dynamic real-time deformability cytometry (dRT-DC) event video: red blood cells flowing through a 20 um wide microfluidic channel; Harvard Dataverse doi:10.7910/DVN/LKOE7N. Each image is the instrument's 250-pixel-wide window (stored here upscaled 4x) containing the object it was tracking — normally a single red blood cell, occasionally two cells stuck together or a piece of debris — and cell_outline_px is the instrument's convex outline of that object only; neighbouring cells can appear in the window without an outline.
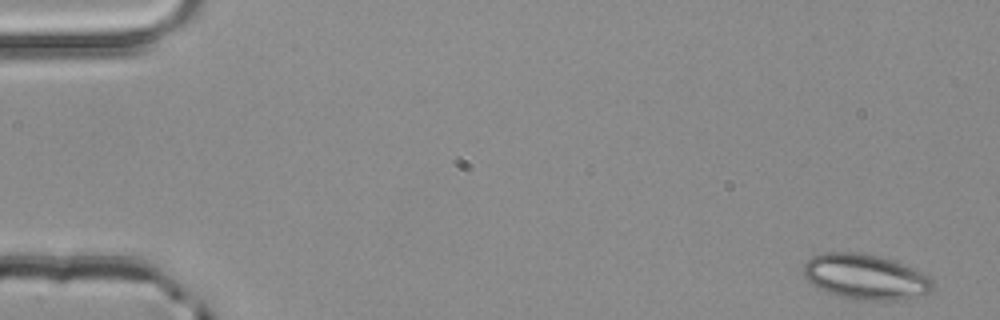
{"species": "common noctule bat (a hibernating species)", "species_latin": "Nyctalus noctula", "temperature_condition": "room temperature", "stored_images_in_passage": 4, "segment_of_instrument_passage": [1, 2], "camera_frame_rate_fps": 3000, "um_per_image_px": 0.085, "animal": {"sex": "male", "body_mass_g": 20.4}, "frame": {"image": 1, "passage_image": 1, "time_ms": 0.0, "image_size_px": [1000, 320], "cell_outline_px": [[932, 288], [928, 292], [892, 300], [856, 300], [836, 296], [812, 284], [804, 276], [804, 264], [812, 256], [824, 252], [856, 252], [880, 256], [892, 260], [912, 268], [928, 276], [932, 280]], "centroid_in_image_um": [73.49, 23.51], "position_along_channel_um": 11.5, "area_um2": 33.58}}